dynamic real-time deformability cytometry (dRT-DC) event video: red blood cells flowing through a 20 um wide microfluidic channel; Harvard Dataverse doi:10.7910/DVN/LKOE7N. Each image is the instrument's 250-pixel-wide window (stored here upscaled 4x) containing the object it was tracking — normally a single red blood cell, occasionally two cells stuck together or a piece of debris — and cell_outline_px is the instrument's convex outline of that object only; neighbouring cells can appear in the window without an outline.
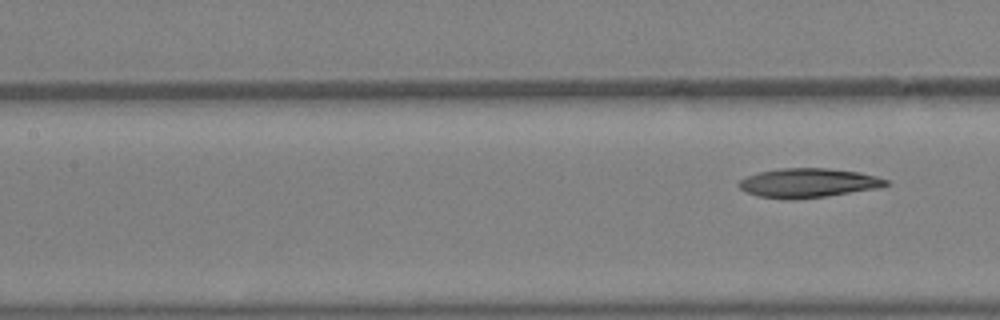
{"species": "Egyptian fruit bat (a non-hibernating species)", "species_latin": "Rousettus aegyptiacus", "temperature_condition": "warm", "stored_images_in_passage": 6, "camera_frame_rate_fps": 3000, "um_per_image_px": 0.085, "animal": {"sex": "female"}, "frame": {"image": 1, "passage_image": 6, "time_ms": 1.667, "image_size_px": [1000, 320], "cell_outline_px": [[888, 184], [876, 188], [828, 196], [788, 200], [756, 196], [744, 192], [736, 184], [740, 180], [748, 176], [760, 172], [780, 168], [828, 168], [860, 172], [876, 176], [888, 180]], "centroid_in_image_um": [68.65, 15.55], "position_along_channel_um": 138.8, "area_um2": 25.09}}